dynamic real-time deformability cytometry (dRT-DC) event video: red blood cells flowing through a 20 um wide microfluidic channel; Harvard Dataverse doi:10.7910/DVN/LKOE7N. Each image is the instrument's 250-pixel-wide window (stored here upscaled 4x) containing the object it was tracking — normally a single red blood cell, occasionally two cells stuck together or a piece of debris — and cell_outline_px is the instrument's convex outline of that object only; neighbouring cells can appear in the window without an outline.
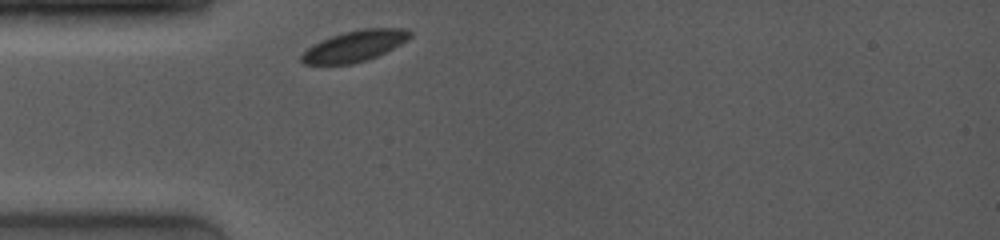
{"species": "common noctule bat (a hibernating species)", "species_latin": "Nyctalus noctula", "temperature_condition": "room temperature", "stored_images_in_passage": 4, "camera_frame_rate_fps": 4000, "um_per_image_px": 0.085, "animal": {"sex": "female", "body_mass_g": 19.0, "forearm_length_mm": 53.3}, "frame": {"image": 1, "passage_image": 1, "time_ms": 0.0, "image_size_px": [1000, 240], "cell_outline_px": [[412, 36], [400, 44], [368, 60], [352, 64], [304, 64], [300, 60], [300, 56], [312, 44], [320, 40], [344, 32], [364, 28], [408, 28], [412, 32]], "centroid_in_image_um": [30.14, 3.9], "position_along_channel_um": 54.9, "area_um2": 19.54}}
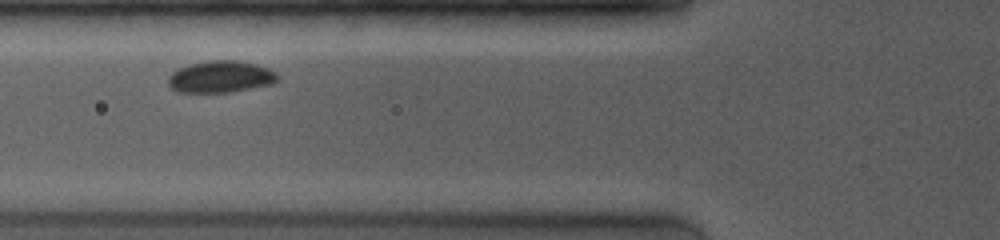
{"frame": {"image": 2, "passage_image": 3, "time_ms": 1.5, "image_size_px": [1000, 240], "cell_outline_px": [[280, 76], [272, 84], [228, 92], [176, 92], [168, 84], [168, 76], [172, 72], [188, 64], [208, 60], [236, 60], [256, 64], [268, 68], [276, 72]], "centroid_in_image_um": [18.74, 6.51], "position_along_channel_um": 107.1, "area_um2": 20.29}}